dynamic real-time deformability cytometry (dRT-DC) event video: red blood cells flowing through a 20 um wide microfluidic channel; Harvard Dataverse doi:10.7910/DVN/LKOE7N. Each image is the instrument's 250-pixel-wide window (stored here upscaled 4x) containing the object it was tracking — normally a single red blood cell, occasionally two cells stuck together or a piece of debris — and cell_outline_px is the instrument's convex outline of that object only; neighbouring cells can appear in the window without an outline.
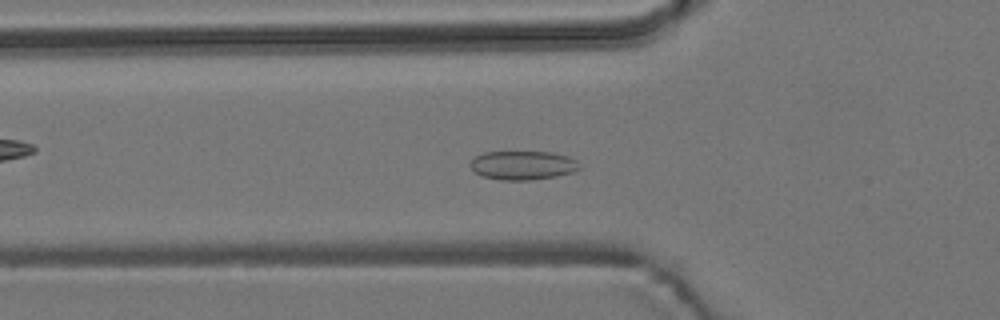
{"species": "common noctule bat (a hibernating species)", "species_latin": "Nyctalus noctula", "temperature_condition": "room temperature", "stored_images_in_passage": 55, "camera_frame_rate_fps": 3000, "um_per_image_px": 0.085, "animal": {"sex": "male", "body_mass_g": 19.2, "forearm_length_mm": 51.8}, "frame": {"image": 1, "passage_image": 19, "time_ms": 6.0, "image_size_px": [1000, 320], "cell_outline_px": [[580, 168], [572, 172], [556, 176], [528, 180], [500, 180], [484, 176], [472, 172], [468, 164], [476, 156], [484, 152], [552, 152], [568, 156], [576, 160]], "centroid_in_image_um": [44.39, 14.05], "position_along_channel_um": 81.4, "area_um2": 18.38}}
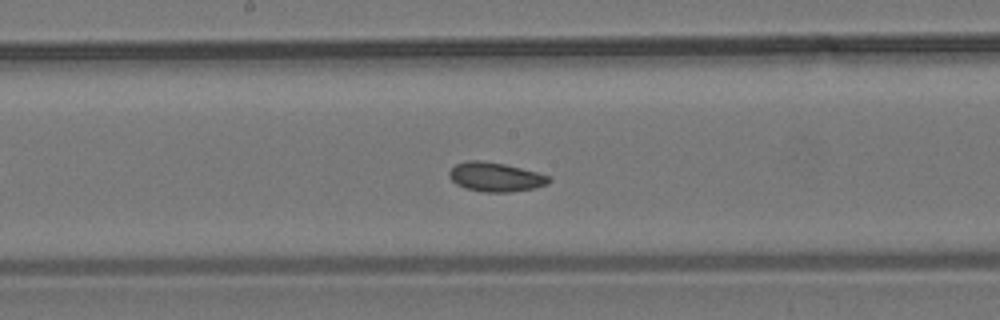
{"frame": {"image": 2, "passage_image": 29, "time_ms": 9.333, "image_size_px": [1000, 320], "cell_outline_px": [[552, 180], [548, 184], [536, 188], [508, 192], [484, 192], [464, 188], [456, 184], [448, 176], [448, 172], [456, 164], [468, 160], [480, 160], [504, 164], [552, 176]], "centroid_in_image_um": [42.13, 15.05], "position_along_channel_um": 206.1, "area_um2": 17.05}}
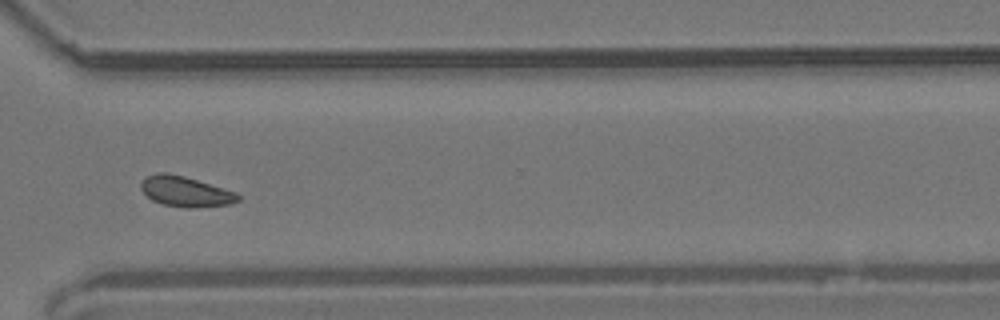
{"frame": {"image": 3, "passage_image": 41, "time_ms": 13.333, "image_size_px": [1000, 320], "cell_outline_px": [[240, 200], [228, 204], [188, 208], [164, 204], [152, 200], [140, 188], [140, 184], [148, 176], [156, 172], [168, 172], [184, 176], [236, 192], [240, 196]], "centroid_in_image_um": [15.76, 16.27], "position_along_channel_um": 354.8, "area_um2": 16.88}, "authors_computed_cell_mechanics": {"area_um2": 17.051, "velocity_mm_per_s": 3.7183, "shape_relaxation_time_tau1_ms": null, "shape_relaxation_time_tau2_ms": 3.3797, "deformation_change_tau1": null, "deformation_change_tau2": 0.0629}}